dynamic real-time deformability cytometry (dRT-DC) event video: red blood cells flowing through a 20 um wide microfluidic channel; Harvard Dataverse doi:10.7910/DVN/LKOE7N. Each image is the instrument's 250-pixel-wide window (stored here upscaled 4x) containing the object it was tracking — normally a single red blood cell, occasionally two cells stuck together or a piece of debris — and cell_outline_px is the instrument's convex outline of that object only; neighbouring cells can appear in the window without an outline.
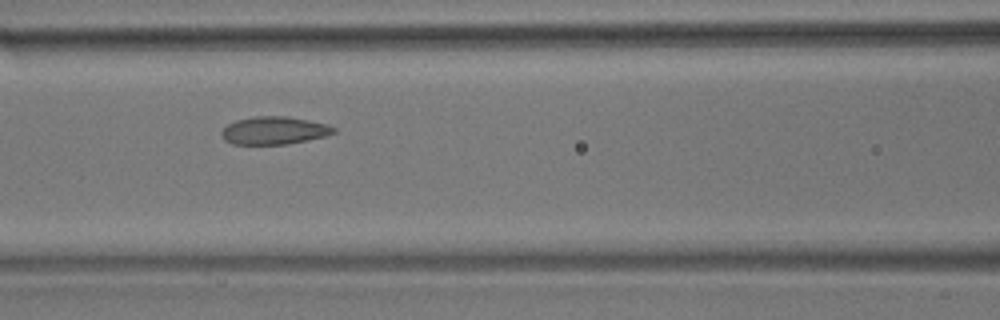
{"species": "common noctule bat (a hibernating species)", "species_latin": "Nyctalus noctula", "temperature_condition": "room temperature", "stored_images_in_passage": 7, "camera_frame_rate_fps": 3000, "um_per_image_px": 0.085, "animal": {"sex": "male", "body_mass_g": 17.9}, "frame": {"image": 1, "passage_image": 3, "time_ms": 0.667, "image_size_px": [1000, 320], "cell_outline_px": [[336, 132], [328, 136], [288, 144], [232, 144], [224, 140], [220, 132], [228, 124], [236, 120], [256, 116], [288, 116], [328, 124], [336, 128]], "centroid_in_image_um": [23.33, 11.09], "position_along_channel_um": 143.3, "area_um2": 18.32}}
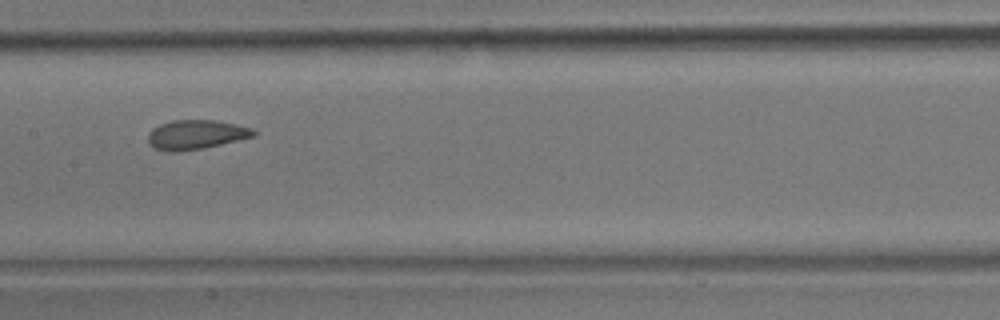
{"frame": {"image": 2, "passage_image": 4, "time_ms": 1.0, "image_size_px": [1000, 320], "cell_outline_px": [[256, 136], [204, 148], [176, 152], [168, 152], [152, 148], [148, 144], [148, 132], [152, 128], [160, 124], [172, 120], [216, 120], [236, 124], [252, 128], [256, 132]], "centroid_in_image_um": [16.63, 11.45], "position_along_channel_um": 190.8, "area_um2": 18.32}}